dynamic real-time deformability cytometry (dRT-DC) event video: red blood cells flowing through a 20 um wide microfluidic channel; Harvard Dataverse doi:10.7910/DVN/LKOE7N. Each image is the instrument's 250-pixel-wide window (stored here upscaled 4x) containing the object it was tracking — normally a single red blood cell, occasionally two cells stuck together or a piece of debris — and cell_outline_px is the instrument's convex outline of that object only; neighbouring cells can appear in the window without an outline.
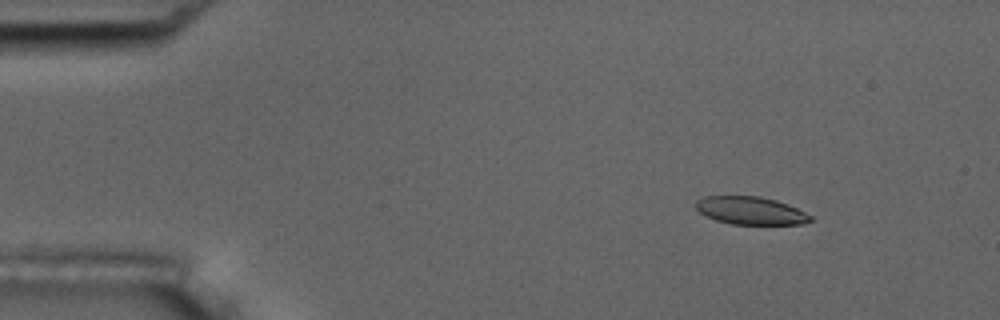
{"species": "common noctule bat (a hibernating species)", "species_latin": "Nyctalus noctula", "temperature_condition": "room temperature", "stored_images_in_passage": 4, "camera_frame_rate_fps": 3000, "um_per_image_px": 0.085, "animal": {"sex": "male", "body_mass_g": 17.5, "forearm_length_mm": 52.3}, "frame": {"image": 1, "passage_image": 2, "time_ms": 1.333, "image_size_px": [1000, 320], "cell_outline_px": [[812, 220], [804, 224], [732, 224], [716, 220], [700, 212], [696, 208], [696, 200], [704, 196], [760, 196], [776, 200], [788, 204], [812, 216]], "centroid_in_image_um": [63.81, 17.9], "position_along_channel_um": 21.2, "area_um2": 18.5}}